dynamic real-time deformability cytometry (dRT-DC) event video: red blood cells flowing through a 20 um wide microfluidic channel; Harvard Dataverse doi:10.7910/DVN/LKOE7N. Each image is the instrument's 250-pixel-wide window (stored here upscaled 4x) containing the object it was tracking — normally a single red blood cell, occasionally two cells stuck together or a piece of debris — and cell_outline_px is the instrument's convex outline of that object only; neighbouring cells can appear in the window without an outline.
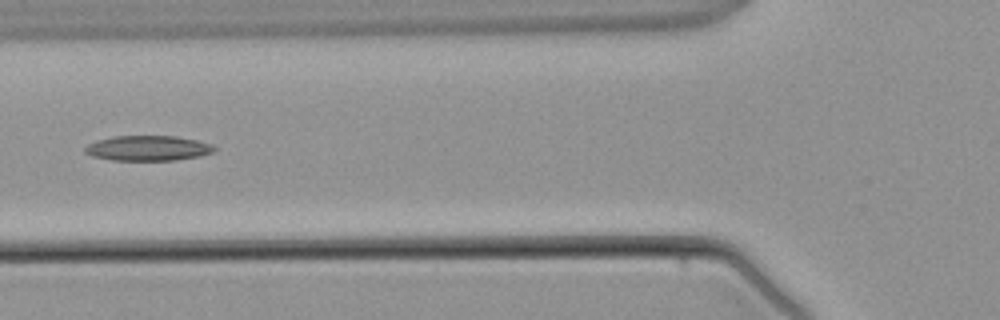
{"species": "common noctule bat (a hibernating species)", "species_latin": "Nyctalus noctula", "temperature_condition": "warm", "stored_images_in_passage": 3, "camera_frame_rate_fps": 3000, "um_per_image_px": 0.085, "animal": {"sex": "male", "body_mass_g": 21.5, "forearm_length_mm": 52.0}, "frame": {"image": 1, "passage_image": 3, "time_ms": 3.333, "image_size_px": [1000, 320], "cell_outline_px": [[216, 148], [212, 152], [200, 156], [172, 160], [112, 160], [92, 156], [84, 152], [84, 148], [88, 144], [112, 136], [176, 136], [196, 140], [212, 144]], "centroid_in_image_um": [12.57, 12.59], "position_along_channel_um": 113.2, "area_um2": 18.79}}